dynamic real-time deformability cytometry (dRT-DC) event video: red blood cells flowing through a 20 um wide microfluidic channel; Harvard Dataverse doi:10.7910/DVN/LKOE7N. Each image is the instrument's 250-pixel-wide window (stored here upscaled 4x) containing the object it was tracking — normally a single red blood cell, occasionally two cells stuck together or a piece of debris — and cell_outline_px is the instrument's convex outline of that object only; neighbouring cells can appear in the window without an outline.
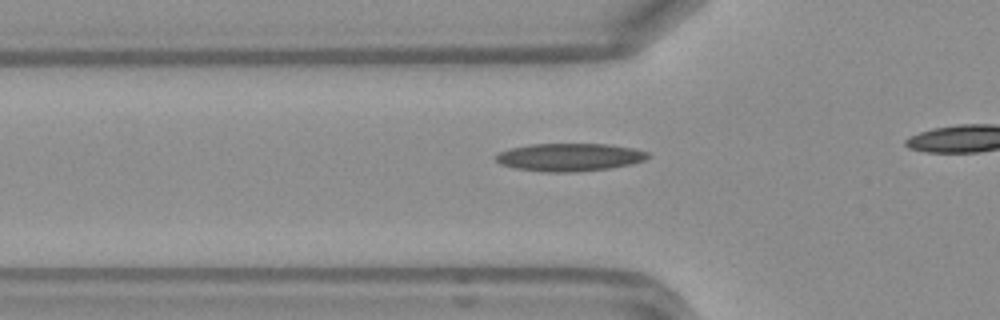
{"species": "Egyptian fruit bat (a non-hibernating species)", "species_latin": "Rousettus aegyptiacus", "temperature_condition": "warm", "stored_images_in_passage": 10, "camera_frame_rate_fps": 3000, "um_per_image_px": 0.085, "frame": {"image": 1, "passage_image": 5, "time_ms": 1.333, "image_size_px": [1000, 320], "cell_outline_px": [[652, 156], [644, 160], [632, 164], [612, 168], [576, 172], [544, 172], [516, 168], [500, 164], [496, 160], [496, 156], [500, 152], [512, 148], [532, 144], [608, 144], [636, 148], [648, 152]], "centroid_in_image_um": [48.48, 13.36], "position_along_channel_um": 77.3, "area_um2": 24.8}}
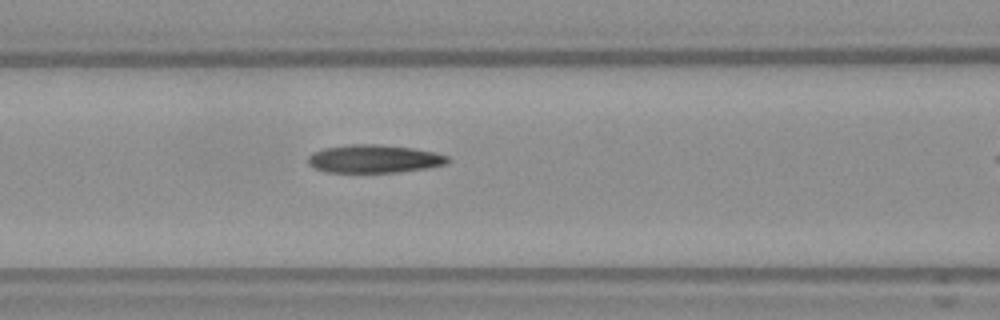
{"frame": {"image": 2, "passage_image": 9, "time_ms": 2.667, "image_size_px": [1000, 320], "cell_outline_px": [[452, 160], [444, 164], [424, 168], [396, 172], [328, 172], [312, 168], [308, 164], [308, 156], [312, 152], [324, 148], [352, 144], [376, 144], [412, 148], [436, 152], [448, 156]], "centroid_in_image_um": [31.77, 13.49], "position_along_channel_um": 134.8, "area_um2": 22.83}}